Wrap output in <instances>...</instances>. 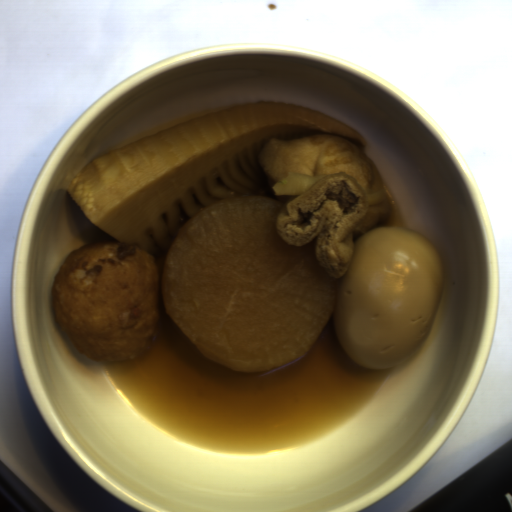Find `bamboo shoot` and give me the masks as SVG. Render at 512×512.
<instances>
[{"label": "bamboo shoot", "instance_id": "bamboo-shoot-1", "mask_svg": "<svg viewBox=\"0 0 512 512\" xmlns=\"http://www.w3.org/2000/svg\"><path fill=\"white\" fill-rule=\"evenodd\" d=\"M345 136L368 150L354 126L287 100L235 105L149 134L84 164L66 192L91 223L160 264L200 209L230 195L274 197L258 154L271 138Z\"/></svg>", "mask_w": 512, "mask_h": 512}, {"label": "bamboo shoot", "instance_id": "bamboo-shoot-2", "mask_svg": "<svg viewBox=\"0 0 512 512\" xmlns=\"http://www.w3.org/2000/svg\"><path fill=\"white\" fill-rule=\"evenodd\" d=\"M325 176L329 175H307L289 171L287 177L272 184L273 195L300 196Z\"/></svg>", "mask_w": 512, "mask_h": 512}]
</instances>
